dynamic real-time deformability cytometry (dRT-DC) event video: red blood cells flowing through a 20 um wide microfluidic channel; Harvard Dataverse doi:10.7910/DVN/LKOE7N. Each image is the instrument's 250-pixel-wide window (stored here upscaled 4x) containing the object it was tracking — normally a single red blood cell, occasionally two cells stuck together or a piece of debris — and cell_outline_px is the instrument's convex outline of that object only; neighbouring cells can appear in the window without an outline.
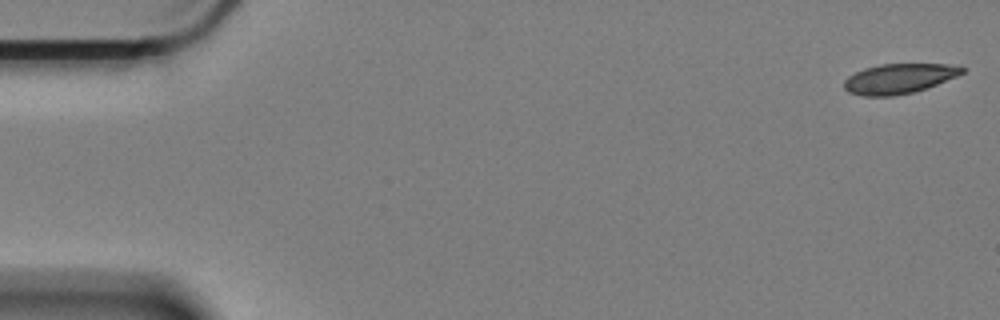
{"species": "Egyptian fruit bat (a non-hibernating species)", "species_latin": "Rousettus aegyptiacus", "temperature_condition": "cold", "stored_images_in_passage": 7, "camera_frame_rate_fps": 3000, "um_per_image_px": 0.085, "animal": {"sex": "female"}, "frame": {"image": 1, "passage_image": 1, "time_ms": 0.0, "image_size_px": [1000, 320], "cell_outline_px": [[964, 72], [956, 76], [936, 84], [912, 92], [892, 96], [864, 96], [848, 92], [844, 88], [844, 80], [848, 76], [864, 68], [880, 64], [948, 64], [964, 68]], "centroid_in_image_um": [76.36, 6.68], "position_along_channel_um": 8.6, "area_um2": 20.29}}